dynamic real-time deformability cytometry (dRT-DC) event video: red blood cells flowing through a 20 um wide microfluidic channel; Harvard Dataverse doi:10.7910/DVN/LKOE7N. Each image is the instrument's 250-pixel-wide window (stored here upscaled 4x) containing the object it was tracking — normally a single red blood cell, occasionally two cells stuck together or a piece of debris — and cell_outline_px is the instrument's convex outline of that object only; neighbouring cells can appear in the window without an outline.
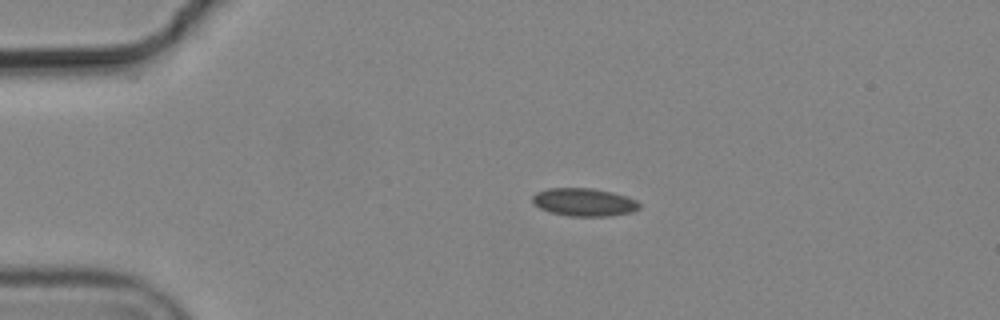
{"species": "common noctule bat (a hibernating species)", "species_latin": "Nyctalus noctula", "temperature_condition": "cold", "stored_images_in_passage": 6, "camera_frame_rate_fps": 3000, "um_per_image_px": 0.085, "animal": {"sex": "male", "body_mass_g": 19.2, "forearm_length_mm": 51.8}, "frame": {"image": 1, "passage_image": 3, "time_ms": 0.667, "image_size_px": [1000, 320], "cell_outline_px": [[640, 208], [632, 212], [608, 216], [568, 216], [552, 212], [540, 208], [532, 204], [532, 196], [536, 192], [548, 188], [592, 188], [612, 192], [628, 196], [636, 200], [640, 204]], "centroid_in_image_um": [49.64, 17.18], "position_along_channel_um": 35.4, "area_um2": 17.51}}
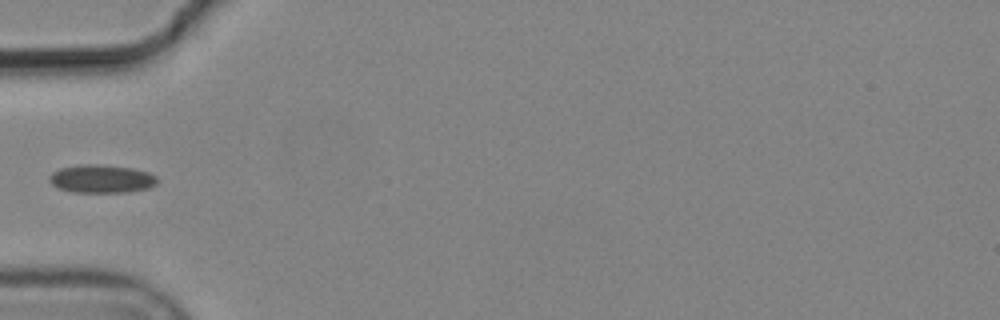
{"frame": {"image": 2, "passage_image": 5, "time_ms": 1.333, "image_size_px": [1000, 320], "cell_outline_px": [[156, 184], [148, 188], [128, 192], [72, 192], [60, 188], [52, 184], [48, 180], [48, 176], [52, 172], [60, 168], [76, 164], [100, 164], [132, 168], [148, 172], [156, 176]], "centroid_in_image_um": [8.59, 15.19], "position_along_channel_um": 76.4, "area_um2": 17.8}}